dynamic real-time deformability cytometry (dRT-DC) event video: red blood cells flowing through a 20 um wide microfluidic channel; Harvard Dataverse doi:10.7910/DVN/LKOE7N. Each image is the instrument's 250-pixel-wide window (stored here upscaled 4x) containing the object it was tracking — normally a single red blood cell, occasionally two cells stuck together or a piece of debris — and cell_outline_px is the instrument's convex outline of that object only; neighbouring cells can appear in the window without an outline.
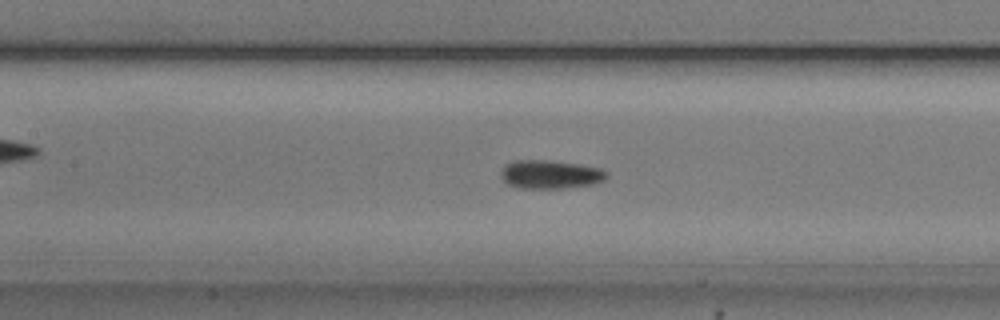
{"species": "common noctule bat (a hibernating species)", "species_latin": "Nyctalus noctula", "temperature_condition": "cold", "stored_images_in_passage": 35, "camera_frame_rate_fps": 3000, "um_per_image_px": 0.085, "animal": {"sex": "male", "body_mass_g": 20.5, "forearm_length_mm": 52.5}, "frame": {"image": 1, "passage_image": 10, "time_ms": 3.0, "image_size_px": [1000, 320], "cell_outline_px": [[608, 176], [604, 180], [592, 184], [564, 188], [520, 188], [508, 184], [500, 176], [500, 172], [504, 164], [516, 160], [548, 160], [580, 164], [600, 168], [608, 172]], "centroid_in_image_um": [46.77, 14.81], "position_along_channel_um": 160.6, "area_um2": 17.69}}
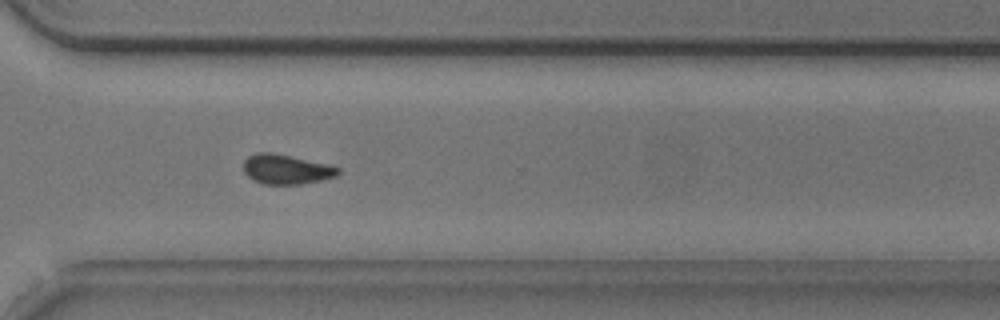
{"frame": {"image": 2, "passage_image": 25, "time_ms": 8.0, "image_size_px": [1000, 320], "cell_outline_px": [[340, 172], [336, 176], [320, 180], [300, 184], [264, 184], [252, 180], [244, 172], [244, 160], [248, 156], [256, 152], [272, 152], [328, 164], [340, 168]], "centroid_in_image_um": [24.31, 14.38], "position_along_channel_um": 346.3, "area_um2": 16.36}}